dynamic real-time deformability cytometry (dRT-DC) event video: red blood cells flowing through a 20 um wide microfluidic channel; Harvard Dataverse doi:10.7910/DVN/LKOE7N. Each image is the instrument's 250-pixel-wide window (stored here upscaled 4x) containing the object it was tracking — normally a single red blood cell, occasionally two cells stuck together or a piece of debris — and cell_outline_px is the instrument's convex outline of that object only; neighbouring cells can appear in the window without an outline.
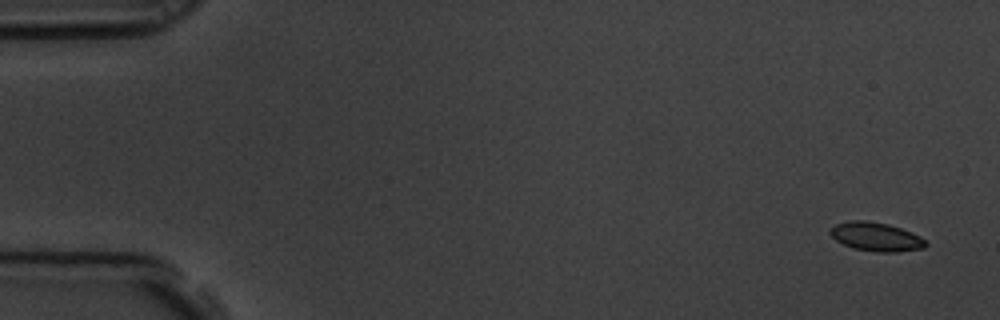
{"species": "common noctule bat (a hibernating species)", "species_latin": "Nyctalus noctula", "temperature_condition": "room temperature", "stored_images_in_passage": 5, "camera_frame_rate_fps": 3000, "um_per_image_px": 0.085, "animal": {"sex": "male", "body_mass_g": 19.5, "forearm_length_mm": 54.6}, "frame": {"image": 1, "passage_image": 1, "time_ms": 0.0, "image_size_px": [1000, 320], "cell_outline_px": [[928, 244], [924, 248], [900, 252], [876, 252], [852, 248], [836, 240], [828, 232], [836, 224], [852, 220], [864, 220], [888, 224], [912, 232], [920, 236]], "centroid_in_image_um": [74.48, 20.13], "position_along_channel_um": 10.5, "area_um2": 16.01}}
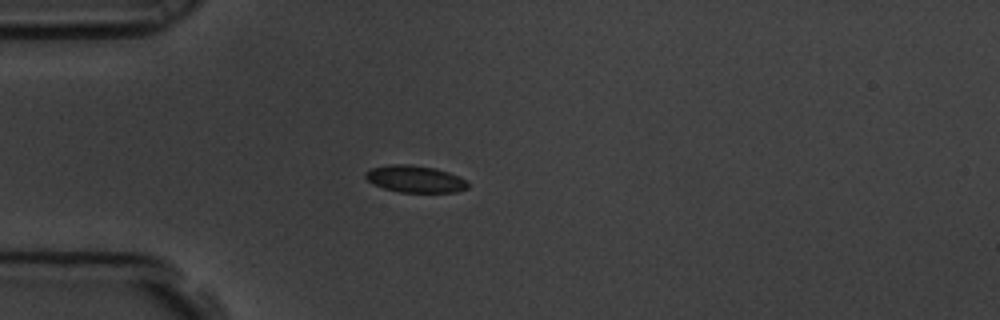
{"frame": {"image": 2, "passage_image": 5, "time_ms": 1.333, "image_size_px": [1000, 320], "cell_outline_px": [[468, 188], [456, 192], [400, 192], [384, 188], [368, 180], [364, 176], [364, 172], [372, 168], [392, 164], [408, 164], [436, 168], [460, 176], [468, 184]], "centroid_in_image_um": [35.29, 15.21], "position_along_channel_um": 49.7, "area_um2": 15.95}}